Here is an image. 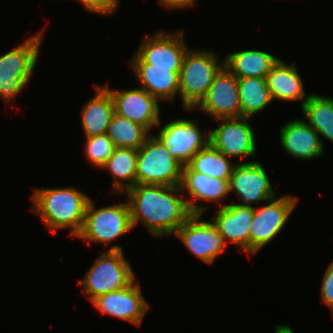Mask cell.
<instances>
[{
  "mask_svg": "<svg viewBox=\"0 0 333 333\" xmlns=\"http://www.w3.org/2000/svg\"><path fill=\"white\" fill-rule=\"evenodd\" d=\"M180 192V185L153 184H135L125 191L132 227L140 221L158 238L174 234L193 215Z\"/></svg>",
  "mask_w": 333,
  "mask_h": 333,
  "instance_id": "6da1fadb",
  "label": "cell"
},
{
  "mask_svg": "<svg viewBox=\"0 0 333 333\" xmlns=\"http://www.w3.org/2000/svg\"><path fill=\"white\" fill-rule=\"evenodd\" d=\"M32 210L39 214L52 231L70 228L76 237L82 230L85 212L91 198L74 187L35 189Z\"/></svg>",
  "mask_w": 333,
  "mask_h": 333,
  "instance_id": "7a4b0ae2",
  "label": "cell"
},
{
  "mask_svg": "<svg viewBox=\"0 0 333 333\" xmlns=\"http://www.w3.org/2000/svg\"><path fill=\"white\" fill-rule=\"evenodd\" d=\"M217 58L210 50L188 49L185 53L179 73V95L185 110L194 111L224 67V61L218 63Z\"/></svg>",
  "mask_w": 333,
  "mask_h": 333,
  "instance_id": "3957f363",
  "label": "cell"
},
{
  "mask_svg": "<svg viewBox=\"0 0 333 333\" xmlns=\"http://www.w3.org/2000/svg\"><path fill=\"white\" fill-rule=\"evenodd\" d=\"M123 254L120 246L112 245L96 259L84 279L78 280L91 302L98 296L121 290L135 280V274Z\"/></svg>",
  "mask_w": 333,
  "mask_h": 333,
  "instance_id": "277c9868",
  "label": "cell"
},
{
  "mask_svg": "<svg viewBox=\"0 0 333 333\" xmlns=\"http://www.w3.org/2000/svg\"><path fill=\"white\" fill-rule=\"evenodd\" d=\"M43 31L0 56V98L6 103L29 83L37 64Z\"/></svg>",
  "mask_w": 333,
  "mask_h": 333,
  "instance_id": "5b68a950",
  "label": "cell"
},
{
  "mask_svg": "<svg viewBox=\"0 0 333 333\" xmlns=\"http://www.w3.org/2000/svg\"><path fill=\"white\" fill-rule=\"evenodd\" d=\"M183 166L156 135L151 134L138 149L136 184L178 186Z\"/></svg>",
  "mask_w": 333,
  "mask_h": 333,
  "instance_id": "8992f818",
  "label": "cell"
},
{
  "mask_svg": "<svg viewBox=\"0 0 333 333\" xmlns=\"http://www.w3.org/2000/svg\"><path fill=\"white\" fill-rule=\"evenodd\" d=\"M132 229L128 202L96 209L90 199L82 230L76 238L86 240L88 245L95 242L105 246Z\"/></svg>",
  "mask_w": 333,
  "mask_h": 333,
  "instance_id": "52a82bcc",
  "label": "cell"
},
{
  "mask_svg": "<svg viewBox=\"0 0 333 333\" xmlns=\"http://www.w3.org/2000/svg\"><path fill=\"white\" fill-rule=\"evenodd\" d=\"M297 199L285 195L269 200L263 207H253L250 227V254H255L269 244L284 228L296 207Z\"/></svg>",
  "mask_w": 333,
  "mask_h": 333,
  "instance_id": "ba28073f",
  "label": "cell"
},
{
  "mask_svg": "<svg viewBox=\"0 0 333 333\" xmlns=\"http://www.w3.org/2000/svg\"><path fill=\"white\" fill-rule=\"evenodd\" d=\"M184 31L169 34L158 31L142 40L137 52L129 63H148L152 67L181 68L183 58L188 50L184 41Z\"/></svg>",
  "mask_w": 333,
  "mask_h": 333,
  "instance_id": "9c48e42d",
  "label": "cell"
},
{
  "mask_svg": "<svg viewBox=\"0 0 333 333\" xmlns=\"http://www.w3.org/2000/svg\"><path fill=\"white\" fill-rule=\"evenodd\" d=\"M250 118L217 119L220 125L209 132V142L226 157H251L257 152L256 136Z\"/></svg>",
  "mask_w": 333,
  "mask_h": 333,
  "instance_id": "30bf717a",
  "label": "cell"
},
{
  "mask_svg": "<svg viewBox=\"0 0 333 333\" xmlns=\"http://www.w3.org/2000/svg\"><path fill=\"white\" fill-rule=\"evenodd\" d=\"M201 214H193L174 234L186 248L206 264H212L225 251L226 244L217 226L202 221Z\"/></svg>",
  "mask_w": 333,
  "mask_h": 333,
  "instance_id": "8fae6325",
  "label": "cell"
},
{
  "mask_svg": "<svg viewBox=\"0 0 333 333\" xmlns=\"http://www.w3.org/2000/svg\"><path fill=\"white\" fill-rule=\"evenodd\" d=\"M235 192L241 206L254 207L253 204L276 198L270 180L260 162L236 163L229 180V193Z\"/></svg>",
  "mask_w": 333,
  "mask_h": 333,
  "instance_id": "7c38bea8",
  "label": "cell"
},
{
  "mask_svg": "<svg viewBox=\"0 0 333 333\" xmlns=\"http://www.w3.org/2000/svg\"><path fill=\"white\" fill-rule=\"evenodd\" d=\"M104 88L112 97L116 114L144 126L149 132L161 125L159 101L144 89L119 91L110 89L107 84Z\"/></svg>",
  "mask_w": 333,
  "mask_h": 333,
  "instance_id": "4fadbf2b",
  "label": "cell"
},
{
  "mask_svg": "<svg viewBox=\"0 0 333 333\" xmlns=\"http://www.w3.org/2000/svg\"><path fill=\"white\" fill-rule=\"evenodd\" d=\"M195 122L187 119L169 121L160 128L156 136L183 165L209 143V133L204 137Z\"/></svg>",
  "mask_w": 333,
  "mask_h": 333,
  "instance_id": "5bb4252c",
  "label": "cell"
},
{
  "mask_svg": "<svg viewBox=\"0 0 333 333\" xmlns=\"http://www.w3.org/2000/svg\"><path fill=\"white\" fill-rule=\"evenodd\" d=\"M217 119L240 117V98L237 77L225 67L214 77L205 97L194 108Z\"/></svg>",
  "mask_w": 333,
  "mask_h": 333,
  "instance_id": "9a60e30c",
  "label": "cell"
},
{
  "mask_svg": "<svg viewBox=\"0 0 333 333\" xmlns=\"http://www.w3.org/2000/svg\"><path fill=\"white\" fill-rule=\"evenodd\" d=\"M141 292L139 283L134 280L121 290L98 296L92 303L101 314L117 317L139 326L149 308Z\"/></svg>",
  "mask_w": 333,
  "mask_h": 333,
  "instance_id": "2e32d148",
  "label": "cell"
},
{
  "mask_svg": "<svg viewBox=\"0 0 333 333\" xmlns=\"http://www.w3.org/2000/svg\"><path fill=\"white\" fill-rule=\"evenodd\" d=\"M253 220V207L235 203L222 206L212 221L218 228L223 241L233 242L241 251L250 253V225Z\"/></svg>",
  "mask_w": 333,
  "mask_h": 333,
  "instance_id": "e0dca14e",
  "label": "cell"
},
{
  "mask_svg": "<svg viewBox=\"0 0 333 333\" xmlns=\"http://www.w3.org/2000/svg\"><path fill=\"white\" fill-rule=\"evenodd\" d=\"M181 190L187 191L189 199H186L188 208L192 214L205 212V206H200L194 201L218 202L220 207L224 204L220 199H224L229 194V181L214 178L195 171H182L180 183ZM185 190V191H184Z\"/></svg>",
  "mask_w": 333,
  "mask_h": 333,
  "instance_id": "ac0fdd59",
  "label": "cell"
},
{
  "mask_svg": "<svg viewBox=\"0 0 333 333\" xmlns=\"http://www.w3.org/2000/svg\"><path fill=\"white\" fill-rule=\"evenodd\" d=\"M280 129L281 145L291 156L311 160L324 154L319 134L306 121L293 119Z\"/></svg>",
  "mask_w": 333,
  "mask_h": 333,
  "instance_id": "d6986e66",
  "label": "cell"
},
{
  "mask_svg": "<svg viewBox=\"0 0 333 333\" xmlns=\"http://www.w3.org/2000/svg\"><path fill=\"white\" fill-rule=\"evenodd\" d=\"M141 88L158 101H173L179 94V73L181 68L152 67L148 63H130Z\"/></svg>",
  "mask_w": 333,
  "mask_h": 333,
  "instance_id": "ffe728a7",
  "label": "cell"
},
{
  "mask_svg": "<svg viewBox=\"0 0 333 333\" xmlns=\"http://www.w3.org/2000/svg\"><path fill=\"white\" fill-rule=\"evenodd\" d=\"M295 65V62L288 65L279 59L266 75V81L273 100L302 101V107L309 95L306 97L302 78Z\"/></svg>",
  "mask_w": 333,
  "mask_h": 333,
  "instance_id": "44dd1931",
  "label": "cell"
},
{
  "mask_svg": "<svg viewBox=\"0 0 333 333\" xmlns=\"http://www.w3.org/2000/svg\"><path fill=\"white\" fill-rule=\"evenodd\" d=\"M97 91L81 110L82 128L86 137L105 134L114 111V104L110 93L100 86H95Z\"/></svg>",
  "mask_w": 333,
  "mask_h": 333,
  "instance_id": "7402d4cb",
  "label": "cell"
},
{
  "mask_svg": "<svg viewBox=\"0 0 333 333\" xmlns=\"http://www.w3.org/2000/svg\"><path fill=\"white\" fill-rule=\"evenodd\" d=\"M279 58L261 50H241L230 53L224 67L237 78L266 77Z\"/></svg>",
  "mask_w": 333,
  "mask_h": 333,
  "instance_id": "603a6c76",
  "label": "cell"
},
{
  "mask_svg": "<svg viewBox=\"0 0 333 333\" xmlns=\"http://www.w3.org/2000/svg\"><path fill=\"white\" fill-rule=\"evenodd\" d=\"M235 164L233 165L228 157L209 142L192 156L186 165L183 166L182 171H195L229 181Z\"/></svg>",
  "mask_w": 333,
  "mask_h": 333,
  "instance_id": "cb8c5ba5",
  "label": "cell"
},
{
  "mask_svg": "<svg viewBox=\"0 0 333 333\" xmlns=\"http://www.w3.org/2000/svg\"><path fill=\"white\" fill-rule=\"evenodd\" d=\"M137 156V149L115 148L101 168L107 169L114 177L112 189L115 194L123 193L136 184Z\"/></svg>",
  "mask_w": 333,
  "mask_h": 333,
  "instance_id": "d4e9b609",
  "label": "cell"
},
{
  "mask_svg": "<svg viewBox=\"0 0 333 333\" xmlns=\"http://www.w3.org/2000/svg\"><path fill=\"white\" fill-rule=\"evenodd\" d=\"M240 117L252 118L273 102L266 77L237 78Z\"/></svg>",
  "mask_w": 333,
  "mask_h": 333,
  "instance_id": "484cf974",
  "label": "cell"
},
{
  "mask_svg": "<svg viewBox=\"0 0 333 333\" xmlns=\"http://www.w3.org/2000/svg\"><path fill=\"white\" fill-rule=\"evenodd\" d=\"M301 110L306 123L333 143V98L310 94Z\"/></svg>",
  "mask_w": 333,
  "mask_h": 333,
  "instance_id": "4316f807",
  "label": "cell"
},
{
  "mask_svg": "<svg viewBox=\"0 0 333 333\" xmlns=\"http://www.w3.org/2000/svg\"><path fill=\"white\" fill-rule=\"evenodd\" d=\"M144 126L113 114L106 134L116 148L139 149L151 135Z\"/></svg>",
  "mask_w": 333,
  "mask_h": 333,
  "instance_id": "83f0119b",
  "label": "cell"
},
{
  "mask_svg": "<svg viewBox=\"0 0 333 333\" xmlns=\"http://www.w3.org/2000/svg\"><path fill=\"white\" fill-rule=\"evenodd\" d=\"M86 140L84 153L88 161L93 166L101 169L116 147L106 133L86 137Z\"/></svg>",
  "mask_w": 333,
  "mask_h": 333,
  "instance_id": "f1b7e54d",
  "label": "cell"
},
{
  "mask_svg": "<svg viewBox=\"0 0 333 333\" xmlns=\"http://www.w3.org/2000/svg\"><path fill=\"white\" fill-rule=\"evenodd\" d=\"M84 5V8L92 13L107 15L115 12L119 6V0H76Z\"/></svg>",
  "mask_w": 333,
  "mask_h": 333,
  "instance_id": "f546056e",
  "label": "cell"
},
{
  "mask_svg": "<svg viewBox=\"0 0 333 333\" xmlns=\"http://www.w3.org/2000/svg\"><path fill=\"white\" fill-rule=\"evenodd\" d=\"M321 296L322 302L331 308V313L333 314V260L323 275Z\"/></svg>",
  "mask_w": 333,
  "mask_h": 333,
  "instance_id": "4dcf8cb0",
  "label": "cell"
},
{
  "mask_svg": "<svg viewBox=\"0 0 333 333\" xmlns=\"http://www.w3.org/2000/svg\"><path fill=\"white\" fill-rule=\"evenodd\" d=\"M198 0H158V3L164 6L166 9H181V8H190Z\"/></svg>",
  "mask_w": 333,
  "mask_h": 333,
  "instance_id": "1f68e13d",
  "label": "cell"
}]
</instances>
